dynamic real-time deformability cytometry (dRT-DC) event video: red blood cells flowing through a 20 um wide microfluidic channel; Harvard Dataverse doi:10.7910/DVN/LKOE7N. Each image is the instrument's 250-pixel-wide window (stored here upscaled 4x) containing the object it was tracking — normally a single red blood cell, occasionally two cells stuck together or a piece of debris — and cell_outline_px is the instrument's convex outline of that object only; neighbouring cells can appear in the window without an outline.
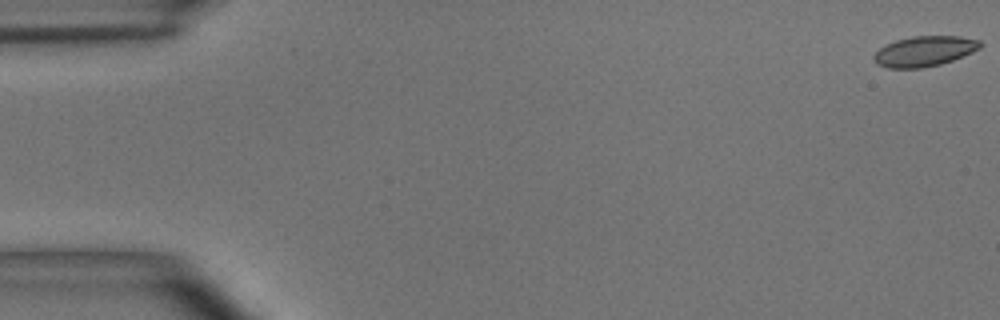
{"species": "common noctule bat (a hibernating species)", "species_latin": "Nyctalus noctula", "temperature_condition": "room temperature", "stored_images_in_passage": 11, "camera_frame_rate_fps": 3000, "um_per_image_px": 0.085, "animal": {"sex": "male", "body_mass_g": 15.6}, "frame": {"image": 1, "passage_image": 1, "time_ms": 0.0, "image_size_px": [1000, 320], "cell_outline_px": [[984, 44], [980, 48], [972, 52], [952, 60], [940, 64], [920, 68], [888, 68], [876, 64], [872, 56], [880, 48], [896, 40], [912, 36], [960, 36], [980, 40]], "centroid_in_image_um": [78.58, 4.35], "position_along_channel_um": 6.4, "area_um2": 18.73}}